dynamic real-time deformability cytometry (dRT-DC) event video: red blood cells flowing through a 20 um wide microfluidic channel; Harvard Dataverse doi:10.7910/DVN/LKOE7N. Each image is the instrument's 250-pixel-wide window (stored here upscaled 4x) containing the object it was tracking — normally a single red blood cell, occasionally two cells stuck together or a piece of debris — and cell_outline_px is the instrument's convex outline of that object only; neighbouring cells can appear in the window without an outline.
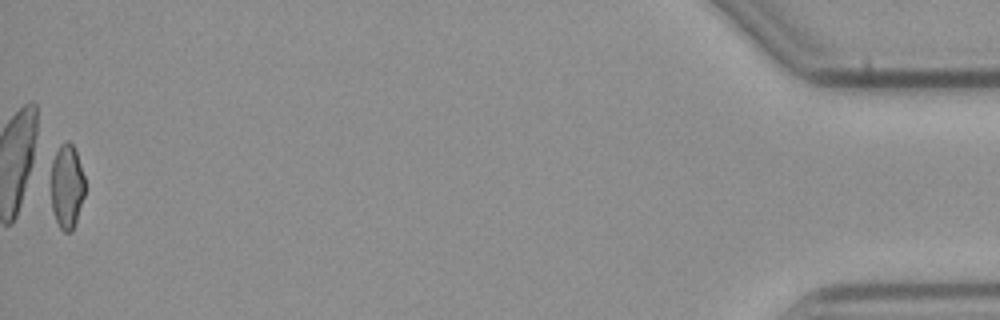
{"species": "common noctule bat (a hibernating species)", "species_latin": "Nyctalus noctula", "temperature_condition": "cold", "stored_images_in_passage": 49, "camera_frame_rate_fps": 3000, "um_per_image_px": 0.085, "animal": {"sex": "male", "body_mass_g": 23.1, "forearm_length_mm": 52.7}, "frame": {"image": 1, "passage_image": 49, "time_ms": 16.0, "image_size_px": [1000, 320], "cell_outline_px": [[84, 196], [72, 232], [64, 232], [60, 228], [52, 212], [48, 160], [60, 144], [68, 140], [72, 144], [76, 152], [84, 176]], "centroid_in_image_um": [5.61, 15.78], "position_along_channel_um": 429.6, "area_um2": 17.46}, "authors_computed_cell_mechanics": {"area_um2": 18.207, "velocity_mm_per_s": 3.8183, "shape_relaxation_time_tau1_ms": null, "shape_relaxation_time_tau2_ms": 7.9985, "deformation_change_tau1": null, "deformation_change_tau2": 0.1018}}